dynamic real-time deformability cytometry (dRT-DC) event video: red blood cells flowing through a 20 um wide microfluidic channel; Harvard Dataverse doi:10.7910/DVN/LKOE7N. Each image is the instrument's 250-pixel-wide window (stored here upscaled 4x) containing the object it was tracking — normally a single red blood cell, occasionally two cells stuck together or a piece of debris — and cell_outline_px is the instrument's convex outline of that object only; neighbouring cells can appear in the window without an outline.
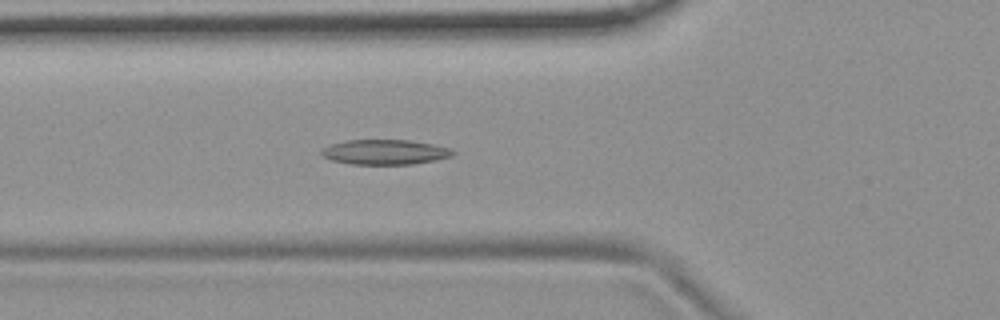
{"species": "common noctule bat (a hibernating species)", "species_latin": "Nyctalus noctula", "temperature_condition": "room temperature", "stored_images_in_passage": 42, "camera_frame_rate_fps": 3000, "um_per_image_px": 0.085, "animal": {"sex": "female", "body_mass_g": 19.9}, "frame": {"image": 1, "passage_image": 7, "time_ms": 2.0, "image_size_px": [1000, 320], "cell_outline_px": [[456, 152], [452, 156], [436, 160], [412, 164], [352, 164], [332, 160], [324, 156], [320, 152], [324, 148], [332, 144], [344, 140], [408, 140], [432, 144], [448, 148]], "centroid_in_image_um": [32.73, 12.92], "position_along_channel_um": 93.1, "area_um2": 18.9}}
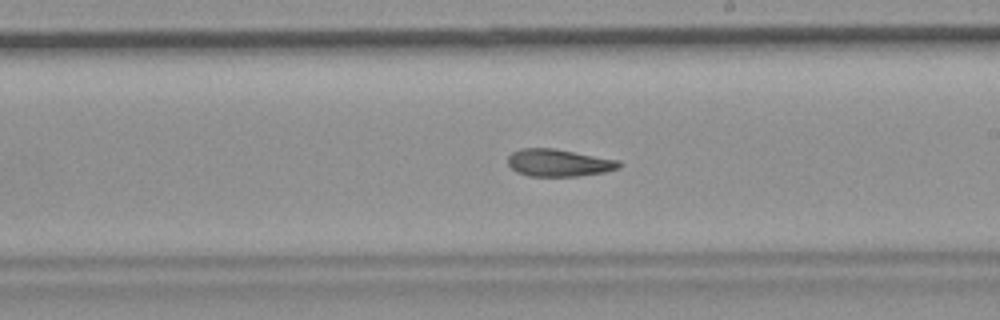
{"frame": {"image": 2, "passage_image": 19, "time_ms": 6.0, "image_size_px": [1000, 320], "cell_outline_px": [[624, 164], [620, 168], [604, 172], [580, 176], [528, 176], [516, 172], [508, 164], [508, 156], [512, 152], [520, 148], [552, 148], [620, 160]], "centroid_in_image_um": [47.51, 13.84], "position_along_channel_um": 241.5, "area_um2": 17.86}}
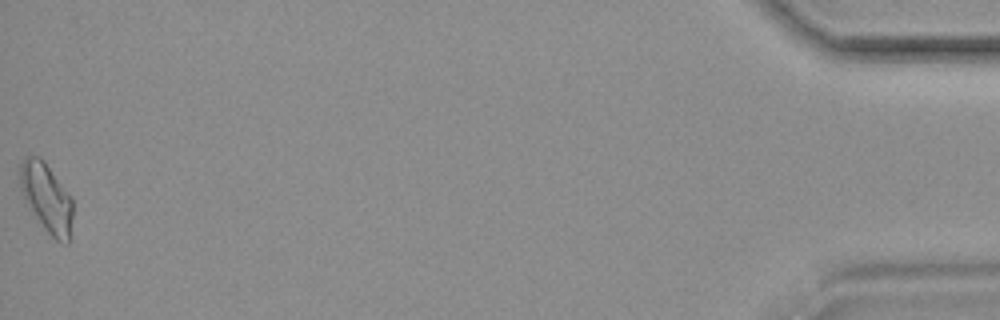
{"frame": {"image": 3, "passage_image": 42, "time_ms": 13.667, "image_size_px": [1000, 320], "cell_outline_px": [[72, 216], [68, 244], [60, 244], [44, 228], [28, 208], [24, 200], [20, 188], [20, 164], [28, 156], [40, 156], [44, 160], [72, 196]], "centroid_in_image_um": [3.96, 16.81], "position_along_channel_um": 431.2, "area_um2": 21.39}, "authors_computed_cell_mechanics": {"area_um2": 18.2359, "velocity_mm_per_s": 3.7105, "shape_relaxation_time_tau1_ms": null, "shape_relaxation_time_tau2_ms": 4.819, "deformation_change_tau1": null, "deformation_change_tau2": 0.1259}}